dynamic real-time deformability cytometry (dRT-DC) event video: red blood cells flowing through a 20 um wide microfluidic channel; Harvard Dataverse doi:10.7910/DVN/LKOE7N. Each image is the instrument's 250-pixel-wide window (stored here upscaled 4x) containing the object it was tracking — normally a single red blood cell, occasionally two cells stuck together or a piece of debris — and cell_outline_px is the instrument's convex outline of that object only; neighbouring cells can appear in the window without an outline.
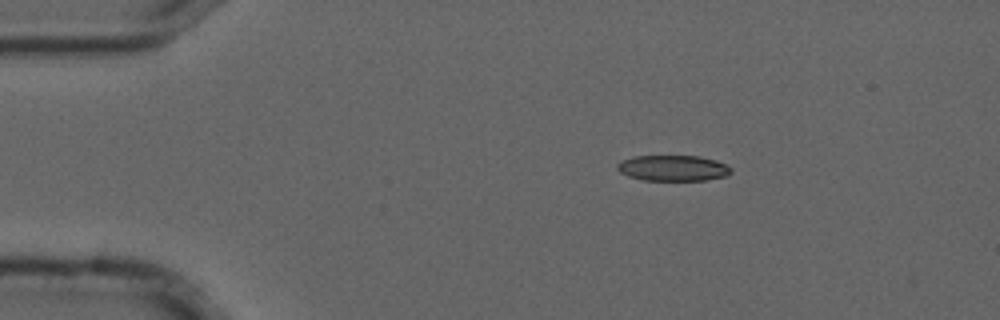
{"species": "common noctule bat (a hibernating species)", "species_latin": "Nyctalus noctula", "temperature_condition": "cold", "stored_images_in_passage": 39, "camera_frame_rate_fps": 3000, "um_per_image_px": 0.085, "animal": {"sex": "male", "forearm_length_mm": 52.5}, "frame": {"image": 1, "passage_image": 1, "time_ms": 0.0, "image_size_px": [1000, 320], "cell_outline_px": [[732, 172], [724, 176], [704, 180], [644, 180], [628, 176], [620, 172], [616, 168], [616, 164], [620, 160], [632, 156], [700, 156], [716, 160], [732, 168]], "centroid_in_image_um": [57.16, 14.28], "position_along_channel_um": 27.8, "area_um2": 17.11}}
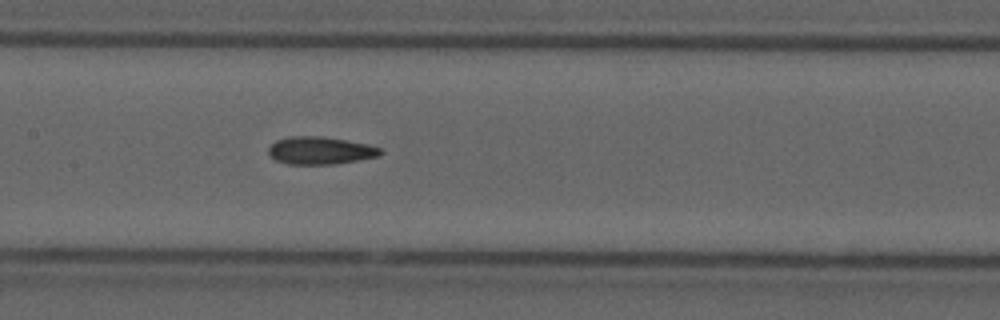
{"frame": {"image": 2, "passage_image": 18, "time_ms": 5.667, "image_size_px": [1000, 320], "cell_outline_px": [[384, 152], [376, 156], [360, 160], [336, 164], [288, 164], [276, 160], [268, 152], [268, 148], [276, 140], [288, 136], [320, 136], [368, 144], [380, 148]], "centroid_in_image_um": [27.21, 12.79], "position_along_channel_um": 180.2, "area_um2": 17.92}}
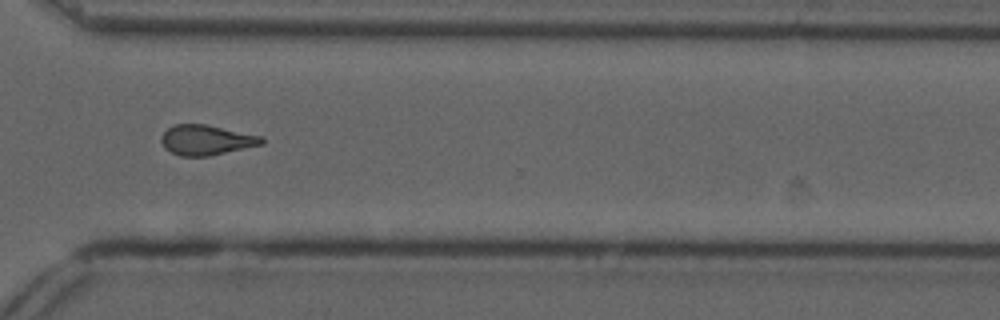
{"frame": {"image": 3, "passage_image": 32, "time_ms": 10.333, "image_size_px": [1000, 320], "cell_outline_px": [[264, 144], [208, 156], [180, 156], [164, 148], [160, 140], [160, 136], [168, 128], [176, 124], [204, 124], [264, 136]], "centroid_in_image_um": [17.54, 11.9], "position_along_channel_um": 353.1, "area_um2": 17.63}, "authors_computed_cell_mechanics": {"area_um2": 17.6868, "velocity_mm_per_s": 3.716, "shape_relaxation_time_tau1_ms": null, "shape_relaxation_time_tau2_ms": 3.4794, "deformation_change_tau1": null, "deformation_change_tau2": 0.1179}}